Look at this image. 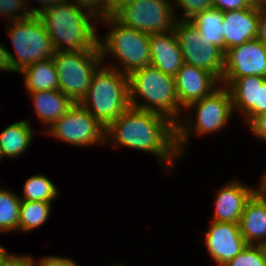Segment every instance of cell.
<instances>
[{
    "label": "cell",
    "instance_id": "cell-1",
    "mask_svg": "<svg viewBox=\"0 0 266 266\" xmlns=\"http://www.w3.org/2000/svg\"><path fill=\"white\" fill-rule=\"evenodd\" d=\"M105 136L106 140L109 136L110 139L113 137L111 141L114 147L122 145L151 152L160 157L165 166L172 167L179 158L176 149V126L158 113L130 106L106 127Z\"/></svg>",
    "mask_w": 266,
    "mask_h": 266
},
{
    "label": "cell",
    "instance_id": "cell-2",
    "mask_svg": "<svg viewBox=\"0 0 266 266\" xmlns=\"http://www.w3.org/2000/svg\"><path fill=\"white\" fill-rule=\"evenodd\" d=\"M38 17L42 20L55 51H91L98 47L96 21L92 22L93 17H98L89 10L63 0Z\"/></svg>",
    "mask_w": 266,
    "mask_h": 266
},
{
    "label": "cell",
    "instance_id": "cell-3",
    "mask_svg": "<svg viewBox=\"0 0 266 266\" xmlns=\"http://www.w3.org/2000/svg\"><path fill=\"white\" fill-rule=\"evenodd\" d=\"M128 88L131 107L161 114L175 125L180 121L183 108L178 102L173 76L149 65L128 75ZM137 96L145 102L140 103Z\"/></svg>",
    "mask_w": 266,
    "mask_h": 266
},
{
    "label": "cell",
    "instance_id": "cell-4",
    "mask_svg": "<svg viewBox=\"0 0 266 266\" xmlns=\"http://www.w3.org/2000/svg\"><path fill=\"white\" fill-rule=\"evenodd\" d=\"M80 104L106 128L130 107L128 75L116 66L99 68Z\"/></svg>",
    "mask_w": 266,
    "mask_h": 266
},
{
    "label": "cell",
    "instance_id": "cell-5",
    "mask_svg": "<svg viewBox=\"0 0 266 266\" xmlns=\"http://www.w3.org/2000/svg\"><path fill=\"white\" fill-rule=\"evenodd\" d=\"M99 19L111 27L105 41L99 37L98 46L103 59L108 53L113 54L122 65L118 70L125 75L150 65V34L127 27L114 16Z\"/></svg>",
    "mask_w": 266,
    "mask_h": 266
},
{
    "label": "cell",
    "instance_id": "cell-6",
    "mask_svg": "<svg viewBox=\"0 0 266 266\" xmlns=\"http://www.w3.org/2000/svg\"><path fill=\"white\" fill-rule=\"evenodd\" d=\"M196 108L195 117L181 118L176 126V149L179 156L184 154V146L192 133L202 135L219 131L229 122L233 113L231 95L226 86H220L208 96L189 104L185 109ZM195 119V122L192 121ZM187 120V121H186ZM195 124V125H193ZM196 130V131H195Z\"/></svg>",
    "mask_w": 266,
    "mask_h": 266
},
{
    "label": "cell",
    "instance_id": "cell-7",
    "mask_svg": "<svg viewBox=\"0 0 266 266\" xmlns=\"http://www.w3.org/2000/svg\"><path fill=\"white\" fill-rule=\"evenodd\" d=\"M52 60L58 75L59 90L74 103H80L95 72L102 65L99 46L91 51H55Z\"/></svg>",
    "mask_w": 266,
    "mask_h": 266
},
{
    "label": "cell",
    "instance_id": "cell-8",
    "mask_svg": "<svg viewBox=\"0 0 266 266\" xmlns=\"http://www.w3.org/2000/svg\"><path fill=\"white\" fill-rule=\"evenodd\" d=\"M12 23L13 27L10 24L7 26V32L15 49V54L8 51L14 73H19L38 61L52 58L55 50L38 16L31 15L27 19L12 21Z\"/></svg>",
    "mask_w": 266,
    "mask_h": 266
},
{
    "label": "cell",
    "instance_id": "cell-9",
    "mask_svg": "<svg viewBox=\"0 0 266 266\" xmlns=\"http://www.w3.org/2000/svg\"><path fill=\"white\" fill-rule=\"evenodd\" d=\"M169 0H133L114 17L127 27L144 33L156 34L173 30L176 16Z\"/></svg>",
    "mask_w": 266,
    "mask_h": 266
},
{
    "label": "cell",
    "instance_id": "cell-10",
    "mask_svg": "<svg viewBox=\"0 0 266 266\" xmlns=\"http://www.w3.org/2000/svg\"><path fill=\"white\" fill-rule=\"evenodd\" d=\"M106 128L80 103H74L62 118L48 127L46 134L79 147L104 144Z\"/></svg>",
    "mask_w": 266,
    "mask_h": 266
},
{
    "label": "cell",
    "instance_id": "cell-11",
    "mask_svg": "<svg viewBox=\"0 0 266 266\" xmlns=\"http://www.w3.org/2000/svg\"><path fill=\"white\" fill-rule=\"evenodd\" d=\"M173 30L184 63L206 70L221 81L225 54L215 45L200 42L198 28L190 20L176 19Z\"/></svg>",
    "mask_w": 266,
    "mask_h": 266
},
{
    "label": "cell",
    "instance_id": "cell-12",
    "mask_svg": "<svg viewBox=\"0 0 266 266\" xmlns=\"http://www.w3.org/2000/svg\"><path fill=\"white\" fill-rule=\"evenodd\" d=\"M251 75L266 77V45L258 38L225 52L221 80H236Z\"/></svg>",
    "mask_w": 266,
    "mask_h": 266
},
{
    "label": "cell",
    "instance_id": "cell-13",
    "mask_svg": "<svg viewBox=\"0 0 266 266\" xmlns=\"http://www.w3.org/2000/svg\"><path fill=\"white\" fill-rule=\"evenodd\" d=\"M220 82L230 92L233 110H240L247 122L266 111V77L251 75Z\"/></svg>",
    "mask_w": 266,
    "mask_h": 266
},
{
    "label": "cell",
    "instance_id": "cell-14",
    "mask_svg": "<svg viewBox=\"0 0 266 266\" xmlns=\"http://www.w3.org/2000/svg\"><path fill=\"white\" fill-rule=\"evenodd\" d=\"M203 241L219 266L226 265L247 246L239 224L230 222L212 221Z\"/></svg>",
    "mask_w": 266,
    "mask_h": 266
},
{
    "label": "cell",
    "instance_id": "cell-15",
    "mask_svg": "<svg viewBox=\"0 0 266 266\" xmlns=\"http://www.w3.org/2000/svg\"><path fill=\"white\" fill-rule=\"evenodd\" d=\"M178 102L186 108L194 101L211 94L220 81L206 70L184 63L174 76Z\"/></svg>",
    "mask_w": 266,
    "mask_h": 266
},
{
    "label": "cell",
    "instance_id": "cell-16",
    "mask_svg": "<svg viewBox=\"0 0 266 266\" xmlns=\"http://www.w3.org/2000/svg\"><path fill=\"white\" fill-rule=\"evenodd\" d=\"M224 54L258 37V6L223 12Z\"/></svg>",
    "mask_w": 266,
    "mask_h": 266
},
{
    "label": "cell",
    "instance_id": "cell-17",
    "mask_svg": "<svg viewBox=\"0 0 266 266\" xmlns=\"http://www.w3.org/2000/svg\"><path fill=\"white\" fill-rule=\"evenodd\" d=\"M256 190L235 181L223 186L216 194L213 221L239 224L245 203Z\"/></svg>",
    "mask_w": 266,
    "mask_h": 266
},
{
    "label": "cell",
    "instance_id": "cell-18",
    "mask_svg": "<svg viewBox=\"0 0 266 266\" xmlns=\"http://www.w3.org/2000/svg\"><path fill=\"white\" fill-rule=\"evenodd\" d=\"M150 65L164 74L175 76L184 64L174 30L150 34Z\"/></svg>",
    "mask_w": 266,
    "mask_h": 266
},
{
    "label": "cell",
    "instance_id": "cell-19",
    "mask_svg": "<svg viewBox=\"0 0 266 266\" xmlns=\"http://www.w3.org/2000/svg\"><path fill=\"white\" fill-rule=\"evenodd\" d=\"M239 228L247 244L266 246L265 193L256 190L247 200L239 221Z\"/></svg>",
    "mask_w": 266,
    "mask_h": 266
},
{
    "label": "cell",
    "instance_id": "cell-20",
    "mask_svg": "<svg viewBox=\"0 0 266 266\" xmlns=\"http://www.w3.org/2000/svg\"><path fill=\"white\" fill-rule=\"evenodd\" d=\"M32 97L37 116L50 127L63 117L74 102L60 90L28 92Z\"/></svg>",
    "mask_w": 266,
    "mask_h": 266
},
{
    "label": "cell",
    "instance_id": "cell-21",
    "mask_svg": "<svg viewBox=\"0 0 266 266\" xmlns=\"http://www.w3.org/2000/svg\"><path fill=\"white\" fill-rule=\"evenodd\" d=\"M28 92L59 90V80L52 58L38 61L21 72Z\"/></svg>",
    "mask_w": 266,
    "mask_h": 266
},
{
    "label": "cell",
    "instance_id": "cell-22",
    "mask_svg": "<svg viewBox=\"0 0 266 266\" xmlns=\"http://www.w3.org/2000/svg\"><path fill=\"white\" fill-rule=\"evenodd\" d=\"M28 120H21L10 124L0 134V152L2 157H18L31 144L33 129Z\"/></svg>",
    "mask_w": 266,
    "mask_h": 266
},
{
    "label": "cell",
    "instance_id": "cell-23",
    "mask_svg": "<svg viewBox=\"0 0 266 266\" xmlns=\"http://www.w3.org/2000/svg\"><path fill=\"white\" fill-rule=\"evenodd\" d=\"M190 21L198 28L200 42L215 45L224 53L223 11L212 7L197 13Z\"/></svg>",
    "mask_w": 266,
    "mask_h": 266
},
{
    "label": "cell",
    "instance_id": "cell-24",
    "mask_svg": "<svg viewBox=\"0 0 266 266\" xmlns=\"http://www.w3.org/2000/svg\"><path fill=\"white\" fill-rule=\"evenodd\" d=\"M51 202L21 201L18 230L27 232L41 226L50 214Z\"/></svg>",
    "mask_w": 266,
    "mask_h": 266
},
{
    "label": "cell",
    "instance_id": "cell-25",
    "mask_svg": "<svg viewBox=\"0 0 266 266\" xmlns=\"http://www.w3.org/2000/svg\"><path fill=\"white\" fill-rule=\"evenodd\" d=\"M21 199L16 193L0 188V232L18 230Z\"/></svg>",
    "mask_w": 266,
    "mask_h": 266
},
{
    "label": "cell",
    "instance_id": "cell-26",
    "mask_svg": "<svg viewBox=\"0 0 266 266\" xmlns=\"http://www.w3.org/2000/svg\"><path fill=\"white\" fill-rule=\"evenodd\" d=\"M24 197L21 201L52 202L58 195V189L53 182L43 175L30 176L23 186Z\"/></svg>",
    "mask_w": 266,
    "mask_h": 266
},
{
    "label": "cell",
    "instance_id": "cell-27",
    "mask_svg": "<svg viewBox=\"0 0 266 266\" xmlns=\"http://www.w3.org/2000/svg\"><path fill=\"white\" fill-rule=\"evenodd\" d=\"M224 266H266V246H247L234 259Z\"/></svg>",
    "mask_w": 266,
    "mask_h": 266
},
{
    "label": "cell",
    "instance_id": "cell-28",
    "mask_svg": "<svg viewBox=\"0 0 266 266\" xmlns=\"http://www.w3.org/2000/svg\"><path fill=\"white\" fill-rule=\"evenodd\" d=\"M26 1L27 0H0V14L3 18L9 17L11 21L27 19L31 14L28 9H22L26 5Z\"/></svg>",
    "mask_w": 266,
    "mask_h": 266
},
{
    "label": "cell",
    "instance_id": "cell-29",
    "mask_svg": "<svg viewBox=\"0 0 266 266\" xmlns=\"http://www.w3.org/2000/svg\"><path fill=\"white\" fill-rule=\"evenodd\" d=\"M183 11V20H190L199 12L213 7V0H173Z\"/></svg>",
    "mask_w": 266,
    "mask_h": 266
},
{
    "label": "cell",
    "instance_id": "cell-30",
    "mask_svg": "<svg viewBox=\"0 0 266 266\" xmlns=\"http://www.w3.org/2000/svg\"><path fill=\"white\" fill-rule=\"evenodd\" d=\"M0 266H30V256L10 254L0 245Z\"/></svg>",
    "mask_w": 266,
    "mask_h": 266
},
{
    "label": "cell",
    "instance_id": "cell-31",
    "mask_svg": "<svg viewBox=\"0 0 266 266\" xmlns=\"http://www.w3.org/2000/svg\"><path fill=\"white\" fill-rule=\"evenodd\" d=\"M72 3L77 4L80 7H83L98 18L107 16V6L106 0H70Z\"/></svg>",
    "mask_w": 266,
    "mask_h": 266
},
{
    "label": "cell",
    "instance_id": "cell-32",
    "mask_svg": "<svg viewBox=\"0 0 266 266\" xmlns=\"http://www.w3.org/2000/svg\"><path fill=\"white\" fill-rule=\"evenodd\" d=\"M30 266H79L73 260L59 256H47L39 261L30 257Z\"/></svg>",
    "mask_w": 266,
    "mask_h": 266
},
{
    "label": "cell",
    "instance_id": "cell-33",
    "mask_svg": "<svg viewBox=\"0 0 266 266\" xmlns=\"http://www.w3.org/2000/svg\"><path fill=\"white\" fill-rule=\"evenodd\" d=\"M252 6L253 5L248 0H213V7L218 8L223 12L249 8Z\"/></svg>",
    "mask_w": 266,
    "mask_h": 266
},
{
    "label": "cell",
    "instance_id": "cell-34",
    "mask_svg": "<svg viewBox=\"0 0 266 266\" xmlns=\"http://www.w3.org/2000/svg\"><path fill=\"white\" fill-rule=\"evenodd\" d=\"M247 124L256 137L266 142V111L253 117Z\"/></svg>",
    "mask_w": 266,
    "mask_h": 266
},
{
    "label": "cell",
    "instance_id": "cell-35",
    "mask_svg": "<svg viewBox=\"0 0 266 266\" xmlns=\"http://www.w3.org/2000/svg\"><path fill=\"white\" fill-rule=\"evenodd\" d=\"M258 39L266 45V4L258 6Z\"/></svg>",
    "mask_w": 266,
    "mask_h": 266
},
{
    "label": "cell",
    "instance_id": "cell-36",
    "mask_svg": "<svg viewBox=\"0 0 266 266\" xmlns=\"http://www.w3.org/2000/svg\"><path fill=\"white\" fill-rule=\"evenodd\" d=\"M133 0H106L107 16H114L121 8Z\"/></svg>",
    "mask_w": 266,
    "mask_h": 266
},
{
    "label": "cell",
    "instance_id": "cell-37",
    "mask_svg": "<svg viewBox=\"0 0 266 266\" xmlns=\"http://www.w3.org/2000/svg\"><path fill=\"white\" fill-rule=\"evenodd\" d=\"M0 70L13 72L9 59L8 50L0 43Z\"/></svg>",
    "mask_w": 266,
    "mask_h": 266
},
{
    "label": "cell",
    "instance_id": "cell-38",
    "mask_svg": "<svg viewBox=\"0 0 266 266\" xmlns=\"http://www.w3.org/2000/svg\"><path fill=\"white\" fill-rule=\"evenodd\" d=\"M38 1L41 2V4H42V7L39 9L34 8V7L28 8L26 6V8L29 10L30 14L33 16H38L39 14L44 12L46 9H48L52 5L56 4L57 2L63 1V0H38Z\"/></svg>",
    "mask_w": 266,
    "mask_h": 266
},
{
    "label": "cell",
    "instance_id": "cell-39",
    "mask_svg": "<svg viewBox=\"0 0 266 266\" xmlns=\"http://www.w3.org/2000/svg\"><path fill=\"white\" fill-rule=\"evenodd\" d=\"M262 177L263 178L261 179V185H259L257 190L266 194V171Z\"/></svg>",
    "mask_w": 266,
    "mask_h": 266
},
{
    "label": "cell",
    "instance_id": "cell-40",
    "mask_svg": "<svg viewBox=\"0 0 266 266\" xmlns=\"http://www.w3.org/2000/svg\"><path fill=\"white\" fill-rule=\"evenodd\" d=\"M253 6L265 5L266 0H248Z\"/></svg>",
    "mask_w": 266,
    "mask_h": 266
}]
</instances>
